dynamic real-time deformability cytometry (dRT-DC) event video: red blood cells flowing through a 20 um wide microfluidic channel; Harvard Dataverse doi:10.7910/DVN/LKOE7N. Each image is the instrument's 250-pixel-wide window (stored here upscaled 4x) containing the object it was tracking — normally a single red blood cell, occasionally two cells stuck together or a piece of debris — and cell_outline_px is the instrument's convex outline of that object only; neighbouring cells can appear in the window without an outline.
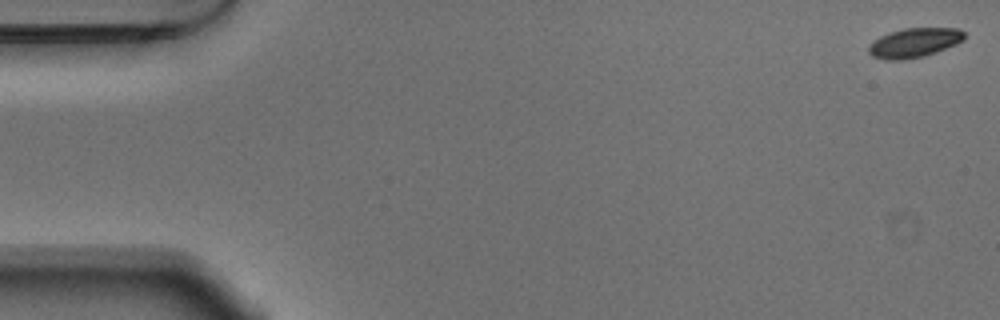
{"species": "Egyptian fruit bat (a non-hibernating species)", "species_latin": "Rousettus aegyptiacus", "temperature_condition": "warm", "stored_images_in_passage": 54, "camera_frame_rate_fps": 3000, "um_per_image_px": 0.085, "animal": {"sex": "male"}, "frame": {"image": 1, "passage_image": 1, "time_ms": 0.0, "image_size_px": [1000, 320], "cell_outline_px": [[964, 40], [956, 44], [936, 52], [924, 56], [904, 60], [884, 60], [872, 56], [868, 52], [868, 44], [872, 40], [880, 36], [904, 28], [956, 28], [964, 32]], "centroid_in_image_um": [77.67, 3.64], "position_along_channel_um": 7.3, "area_um2": 16.47}}
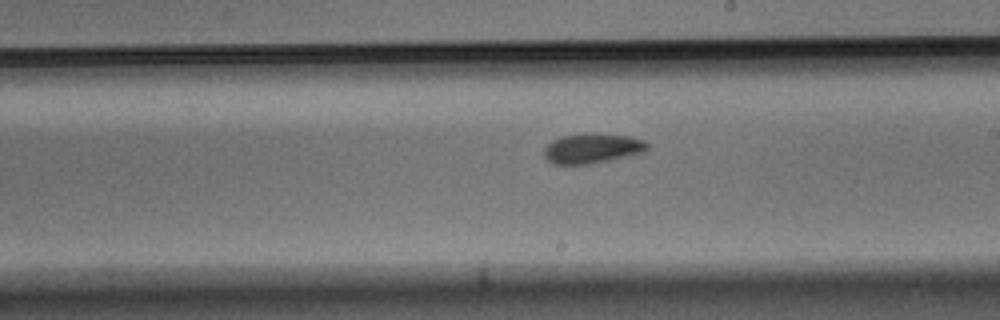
{"frame": {"image": 2, "passage_image": 31, "time_ms": 10.0, "image_size_px": [1000, 320], "cell_outline_px": [[648, 148], [644, 152], [592, 164], [552, 164], [544, 156], [544, 148], [552, 140], [564, 136], [584, 132], [592, 132], [628, 136], [644, 140], [648, 144]], "centroid_in_image_um": [50.33, 12.6], "position_along_channel_um": 238.7, "area_um2": 18.15}}
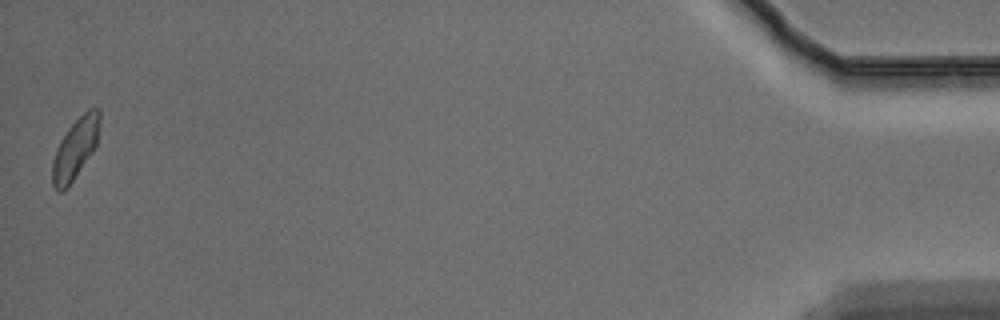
{"frame": {"image": 3, "passage_image": 54, "time_ms": 17.667, "image_size_px": [1000, 320], "cell_outline_px": [[100, 120], [96, 144], [92, 152], [68, 188], [64, 192], [60, 192], [52, 184], [52, 160], [56, 148], [60, 140], [68, 128], [88, 108], [100, 108]], "centroid_in_image_um": [6.38, 12.64], "position_along_channel_um": 428.8, "area_um2": 16.7}, "authors_computed_cell_mechanics": {"area_um2": 17.0799, "velocity_mm_per_s": 3.7135, "shape_relaxation_time_tau1_ms": 2.7573, "shape_relaxation_time_tau2_ms": 3.282, "deformation_change_tau1": 0.1018, "deformation_change_tau2": 0.0718}}